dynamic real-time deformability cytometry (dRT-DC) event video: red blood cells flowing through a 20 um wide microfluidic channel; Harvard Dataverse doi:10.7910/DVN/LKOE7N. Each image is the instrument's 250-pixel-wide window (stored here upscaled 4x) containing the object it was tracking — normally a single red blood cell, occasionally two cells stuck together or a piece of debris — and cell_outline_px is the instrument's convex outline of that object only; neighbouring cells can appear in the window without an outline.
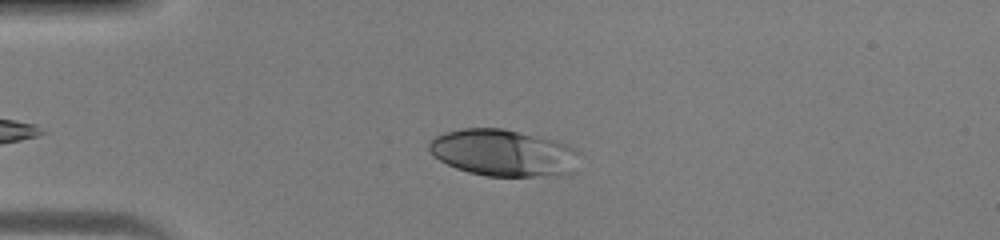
{"species": "human", "species_latin": "Homo sapiens", "temperature_condition": "warm", "stored_images_in_passage": 34, "camera_frame_rate_fps": 3000, "um_per_image_px": 0.085, "donor": {"sex": "male"}, "frame": {"image": 1, "passage_image": 5, "time_ms": 1.333, "image_size_px": [1000, 240], "cell_outline_px": [[580, 152], [576, 172], [568, 176], [488, 176], [468, 172], [456, 168], [440, 160], [428, 148], [428, 144], [436, 136], [444, 132], [460, 128], [504, 128], [556, 140], [568, 144], [576, 148]], "centroid_in_image_um": [42.89, 13.0], "position_along_channel_um": 42.1, "area_um2": 41.67}}
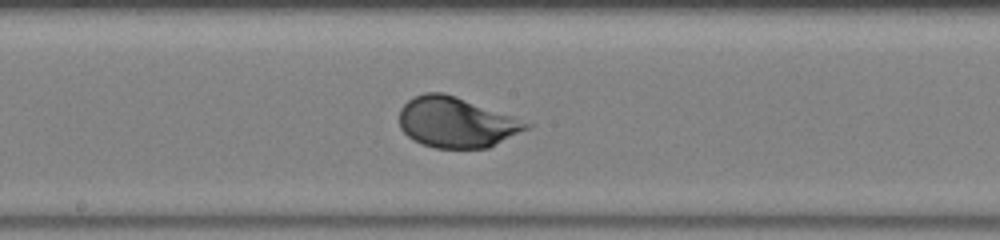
{"frame": {"image": 2, "passage_image": 18, "time_ms": 5.667, "image_size_px": [1000, 240], "cell_outline_px": [[532, 128], [488, 148], [436, 148], [420, 144], [412, 140], [400, 128], [400, 108], [408, 100], [424, 92], [444, 92], [456, 96], [512, 116], [532, 124]], "centroid_in_image_um": [38.79, 10.41], "position_along_channel_um": 209.4, "area_um2": 37.4}}
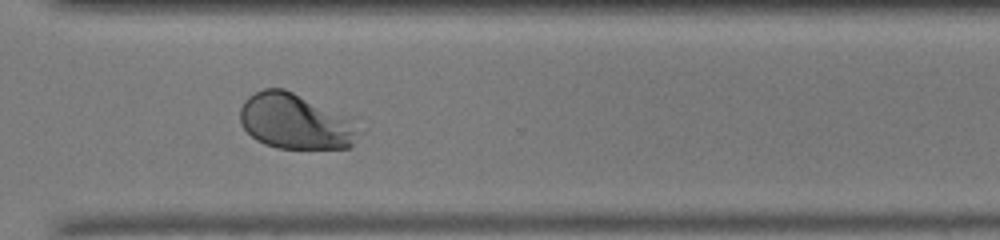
{"frame": {"image": 3, "passage_image": 27, "time_ms": 8.667, "image_size_px": [1000, 240], "cell_outline_px": [[364, 132], [348, 148], [276, 148], [264, 144], [256, 140], [240, 124], [240, 108], [244, 100], [248, 96], [264, 88], [284, 88], [360, 116]], "centroid_in_image_um": [25.3, 10.29], "position_along_channel_um": 345.3, "area_um2": 40.52}}